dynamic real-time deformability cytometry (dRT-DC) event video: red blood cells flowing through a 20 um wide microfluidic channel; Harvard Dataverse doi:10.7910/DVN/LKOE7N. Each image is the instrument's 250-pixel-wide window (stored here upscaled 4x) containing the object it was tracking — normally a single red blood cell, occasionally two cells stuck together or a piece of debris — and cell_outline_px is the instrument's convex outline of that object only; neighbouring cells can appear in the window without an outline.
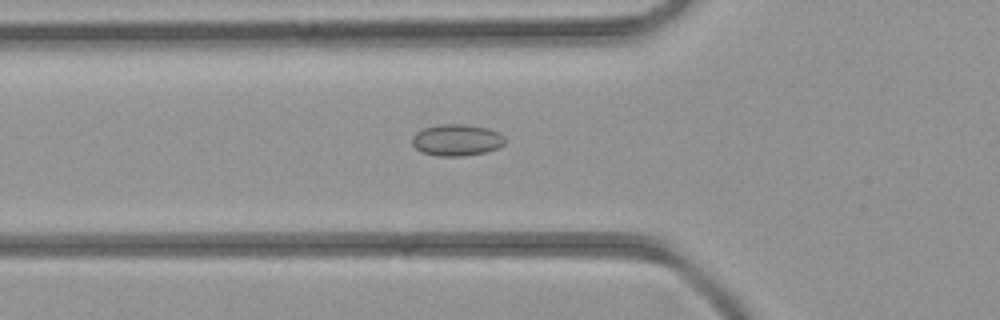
{"species": "common noctule bat (a hibernating species)", "species_latin": "Nyctalus noctula", "temperature_condition": "room temperature", "stored_images_in_passage": 34, "camera_frame_rate_fps": 3000, "um_per_image_px": 0.085, "animal": {"sex": "female", "body_mass_g": 21.9}, "frame": {"image": 1, "passage_image": 5, "time_ms": 1.333, "image_size_px": [1000, 320], "cell_outline_px": [[504, 144], [500, 148], [484, 152], [464, 156], [436, 156], [424, 152], [416, 148], [412, 144], [412, 136], [416, 132], [424, 128], [440, 124], [464, 124], [488, 128], [504, 136]], "centroid_in_image_um": [38.82, 11.9], "position_along_channel_um": 87.0, "area_um2": 17.05}}
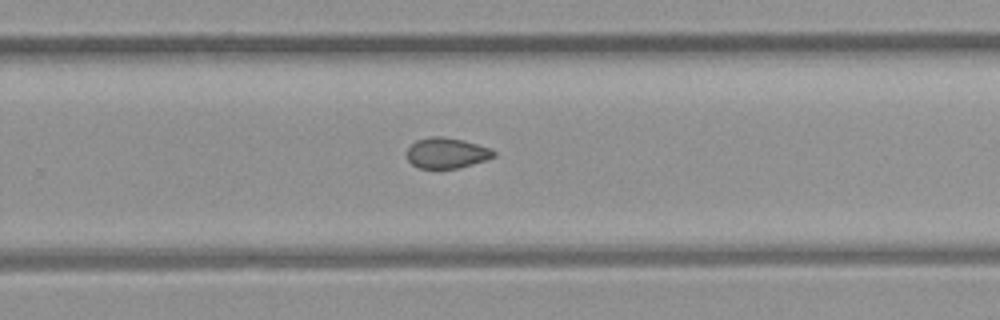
{"frame": {"image": 2, "passage_image": 18, "time_ms": 5.667, "image_size_px": [1000, 320], "cell_outline_px": [[496, 156], [460, 168], [416, 168], [408, 160], [408, 148], [416, 140], [432, 136], [444, 136], [476, 144], [488, 148], [496, 152]], "centroid_in_image_um": [37.94, 13.01], "position_along_channel_um": 291.9, "area_um2": 15.26}}
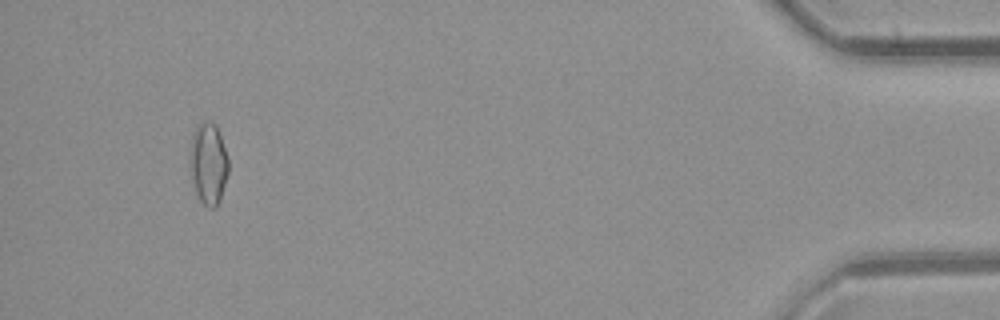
{"frame": {"image": 3, "passage_image": 31, "time_ms": 10.0, "image_size_px": [1000, 320], "cell_outline_px": [[228, 172], [220, 200], [216, 208], [208, 208], [200, 200], [196, 192], [192, 176], [192, 136], [200, 120], [204, 120], [216, 124], [228, 160]], "centroid_in_image_um": [17.74, 13.91], "position_along_channel_um": 417.5, "area_um2": 17.69}}